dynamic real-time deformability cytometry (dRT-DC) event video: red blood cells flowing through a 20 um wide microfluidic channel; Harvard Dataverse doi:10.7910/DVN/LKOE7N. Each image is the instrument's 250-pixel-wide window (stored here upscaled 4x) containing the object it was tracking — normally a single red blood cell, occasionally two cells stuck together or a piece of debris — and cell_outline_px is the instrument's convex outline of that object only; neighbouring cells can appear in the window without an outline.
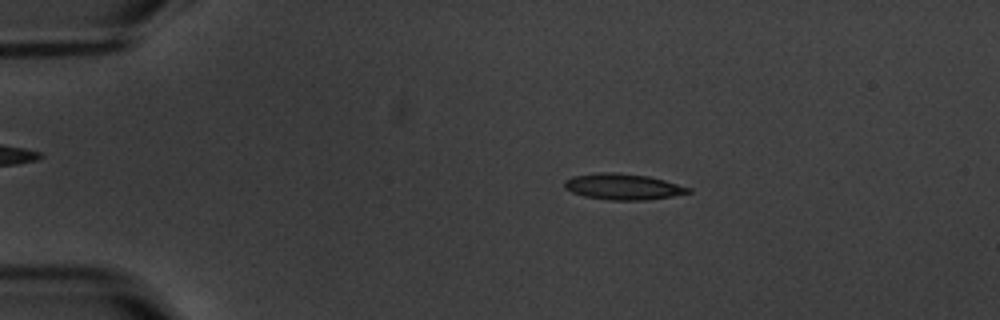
{"species": "common noctule bat (a hibernating species)", "species_latin": "Nyctalus noctula", "temperature_condition": "warm", "stored_images_in_passage": 6, "camera_frame_rate_fps": 3000, "um_per_image_px": 0.085, "animal": {"sex": "male", "body_mass_g": 20.1, "forearm_length_mm": 53.5}, "frame": {"image": 1, "passage_image": 3, "time_ms": 2.667, "image_size_px": [1000, 320], "cell_outline_px": [[692, 192], [672, 196], [644, 200], [608, 200], [584, 196], [572, 192], [564, 188], [564, 180], [572, 176], [600, 172], [620, 172], [648, 176], [664, 180], [692, 188]], "centroid_in_image_um": [52.94, 15.86], "position_along_channel_um": 32.1, "area_um2": 18.9}}